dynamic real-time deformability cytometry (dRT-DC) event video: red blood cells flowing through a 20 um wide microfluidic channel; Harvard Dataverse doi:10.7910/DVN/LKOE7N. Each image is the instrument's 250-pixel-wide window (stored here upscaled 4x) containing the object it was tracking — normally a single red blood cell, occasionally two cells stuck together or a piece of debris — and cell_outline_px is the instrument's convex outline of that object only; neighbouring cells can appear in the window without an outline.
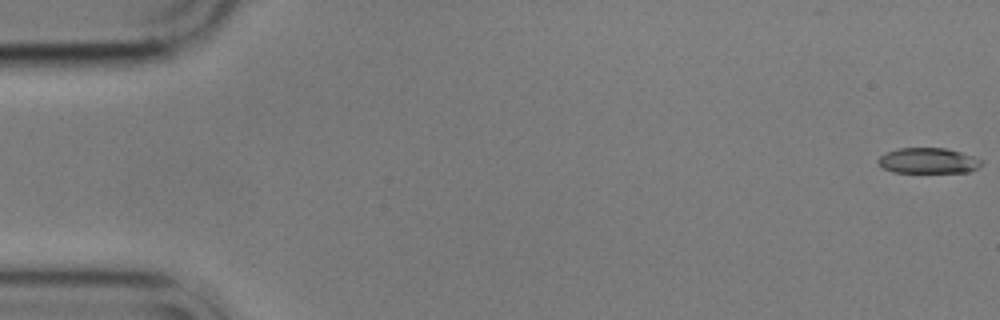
{"species": "common noctule bat (a hibernating species)", "species_latin": "Nyctalus noctula", "temperature_condition": "cold", "stored_images_in_passage": 23, "camera_frame_rate_fps": 3000, "um_per_image_px": 0.085, "animal": {"sex": "male", "body_mass_g": 17.9}, "frame": {"image": 1, "passage_image": 1, "time_ms": 0.0, "image_size_px": [1000, 320], "cell_outline_px": [[984, 160], [976, 168], [968, 172], [892, 172], [884, 168], [876, 160], [880, 156], [896, 148], [944, 148], [960, 152]], "centroid_in_image_um": [78.88, 13.66], "position_along_channel_um": 6.1, "area_um2": 15.2}}
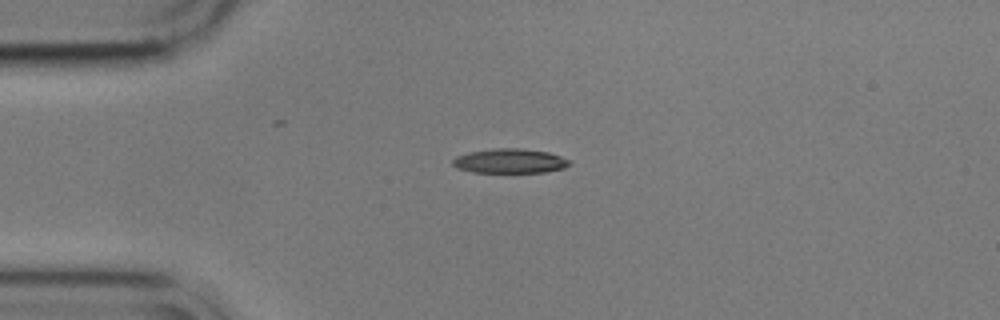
{"frame": {"image": 2, "passage_image": 14, "time_ms": 4.333, "image_size_px": [1000, 320], "cell_outline_px": [[572, 164], [564, 168], [544, 172], [472, 172], [456, 168], [452, 164], [452, 160], [456, 156], [468, 152], [492, 148], [520, 148], [548, 152], [572, 160]], "centroid_in_image_um": [43.34, 13.68], "position_along_channel_um": 41.7, "area_um2": 16.82}}
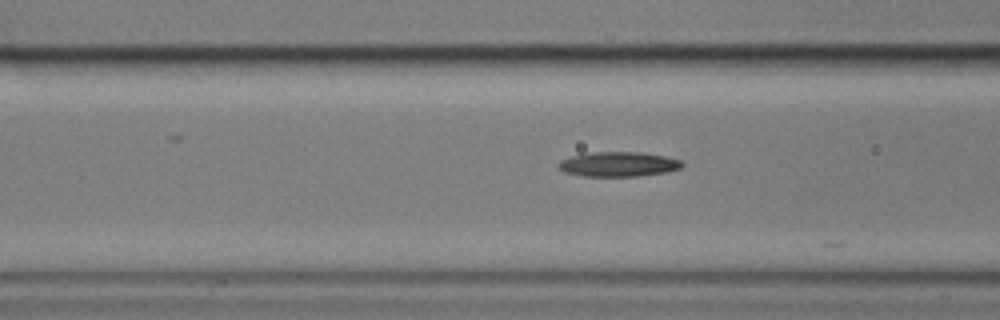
{"frame": {"image": 3, "passage_image": 22, "time_ms": 7.0, "image_size_px": [1000, 320], "cell_outline_px": [[684, 164], [680, 168], [664, 172], [636, 176], [584, 176], [564, 172], [556, 168], [556, 164], [560, 160], [572, 156], [592, 152], [640, 152], [664, 156], [680, 160]], "centroid_in_image_um": [52.5, 13.95], "position_along_channel_um": 114.1, "area_um2": 17.74}}